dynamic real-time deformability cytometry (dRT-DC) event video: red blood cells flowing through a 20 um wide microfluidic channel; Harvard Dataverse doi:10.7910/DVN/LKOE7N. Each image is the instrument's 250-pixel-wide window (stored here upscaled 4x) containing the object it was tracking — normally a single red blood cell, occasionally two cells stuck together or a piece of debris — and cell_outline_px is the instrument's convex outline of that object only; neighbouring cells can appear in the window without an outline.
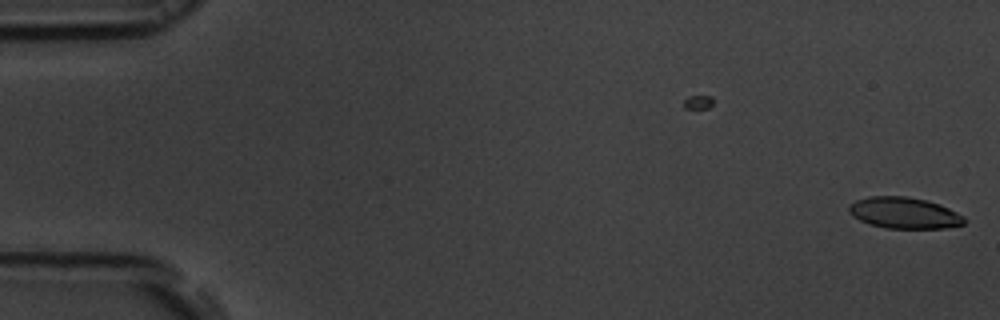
{"species": "common noctule bat (a hibernating species)", "species_latin": "Nyctalus noctula", "temperature_condition": "room temperature", "stored_images_in_passage": 7, "camera_frame_rate_fps": 3000, "um_per_image_px": 0.085, "animal": {"sex": "male", "body_mass_g": 19.5, "forearm_length_mm": 54.6}, "frame": {"image": 1, "passage_image": 7, "time_ms": 2.0, "image_size_px": [1000, 320], "cell_outline_px": [[968, 220], [964, 224], [944, 228], [884, 228], [860, 220], [852, 216], [848, 212], [848, 204], [856, 200], [868, 196], [908, 196], [940, 204], [964, 216]], "centroid_in_image_um": [76.85, 18.09], "position_along_channel_um": 8.2, "area_um2": 21.1}}